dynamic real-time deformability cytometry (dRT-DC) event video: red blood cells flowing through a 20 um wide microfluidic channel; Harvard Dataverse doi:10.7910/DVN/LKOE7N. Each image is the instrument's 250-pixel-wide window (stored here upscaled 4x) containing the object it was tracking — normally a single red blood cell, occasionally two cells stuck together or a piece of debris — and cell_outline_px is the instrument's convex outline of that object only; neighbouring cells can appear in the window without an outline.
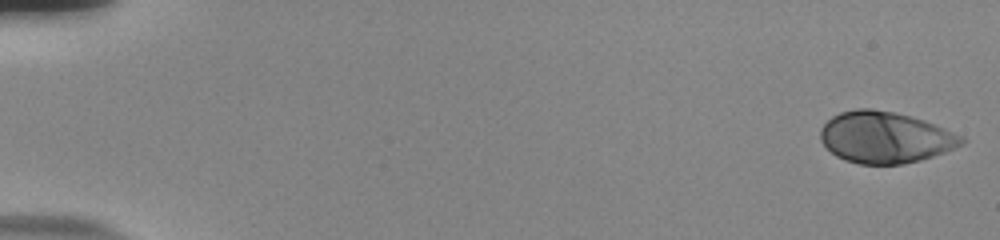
{"species": "human", "species_latin": "Homo sapiens", "temperature_condition": "room temperature", "stored_images_in_passage": 54, "camera_frame_rate_fps": 3000, "um_per_image_px": 0.085, "donor": {"sex": "male"}, "frame": {"image": 1, "passage_image": 1, "time_ms": 0.0, "image_size_px": [1000, 240], "cell_outline_px": [[968, 140], [944, 152], [920, 160], [904, 164], [860, 164], [844, 160], [836, 156], [820, 140], [820, 128], [832, 116], [840, 112], [856, 108], [872, 108], [912, 116], [924, 120], [964, 136]], "centroid_in_image_um": [75.22, 11.67], "position_along_channel_um": 9.8, "area_um2": 42.25}}
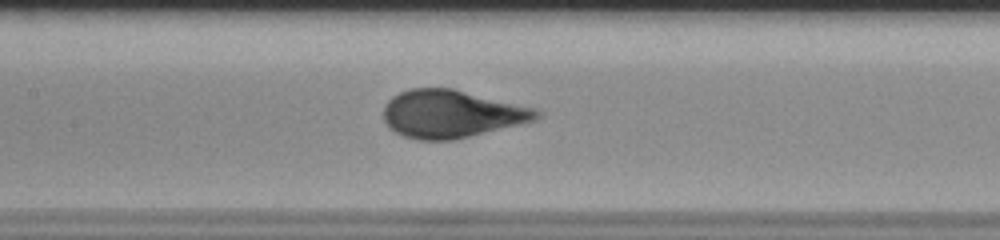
{"frame": {"image": 2, "passage_image": 27, "time_ms": 8.667, "image_size_px": [1000, 240], "cell_outline_px": [[544, 112], [536, 120], [452, 140], [416, 140], [404, 136], [388, 128], [384, 120], [384, 104], [392, 96], [400, 92], [412, 88], [452, 88], [536, 108]], "centroid_in_image_um": [38.36, 9.68], "position_along_channel_um": 169.0, "area_um2": 42.54}}
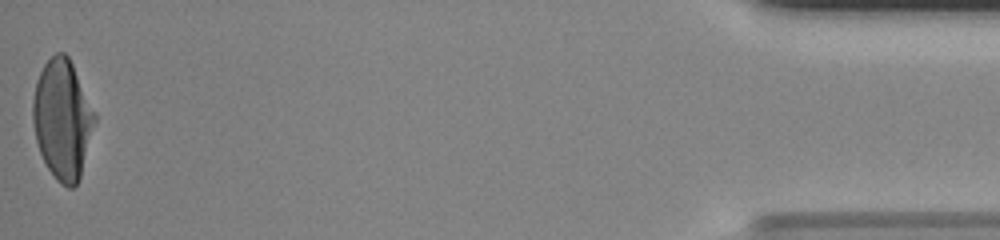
{"frame": {"image": 3, "passage_image": 54, "time_ms": 17.667, "image_size_px": [1000, 240], "cell_outline_px": [[96, 120], [80, 176], [76, 184], [72, 188], [68, 188], [60, 184], [56, 180], [48, 168], [40, 152], [36, 140], [32, 120], [32, 100], [36, 80], [44, 64], [56, 52], [64, 52], [68, 56], [72, 64], [96, 116]], "centroid_in_image_um": [5.28, 10.15], "position_along_channel_um": 429.9, "area_um2": 42.71}}